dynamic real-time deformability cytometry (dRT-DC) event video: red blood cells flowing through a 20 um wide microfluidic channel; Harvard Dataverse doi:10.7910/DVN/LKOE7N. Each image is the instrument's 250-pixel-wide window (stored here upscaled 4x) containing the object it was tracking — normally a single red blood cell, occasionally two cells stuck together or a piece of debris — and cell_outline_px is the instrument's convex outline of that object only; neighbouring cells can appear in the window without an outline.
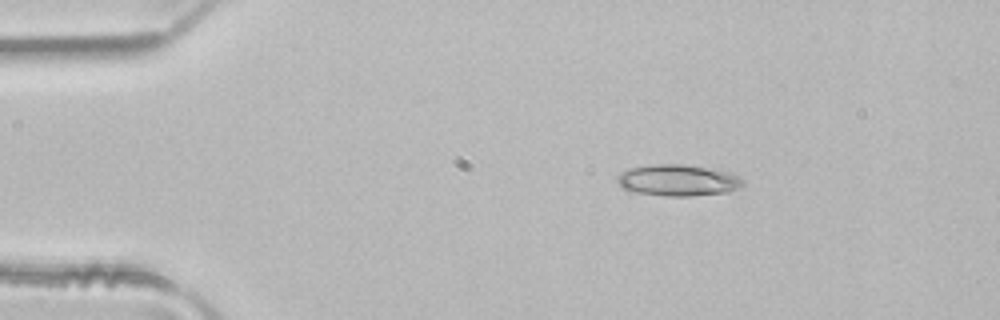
{"species": "common noctule bat (a hibernating species)", "species_latin": "Nyctalus noctula", "temperature_condition": "room temperature", "stored_images_in_passage": 6, "camera_frame_rate_fps": 3000, "um_per_image_px": 0.085, "animal": {"sex": "male", "body_mass_g": 21.5, "forearm_length_mm": 52.0}, "frame": {"image": 1, "passage_image": 4, "time_ms": 1.0, "image_size_px": [1000, 320], "cell_outline_px": [[744, 184], [740, 188], [728, 192], [692, 196], [664, 196], [628, 192], [616, 180], [616, 176], [620, 172], [628, 168], [652, 164], [684, 164], [728, 172], [740, 176], [744, 180]], "centroid_in_image_um": [57.6, 15.33], "position_along_channel_um": 27.4, "area_um2": 23.35}}